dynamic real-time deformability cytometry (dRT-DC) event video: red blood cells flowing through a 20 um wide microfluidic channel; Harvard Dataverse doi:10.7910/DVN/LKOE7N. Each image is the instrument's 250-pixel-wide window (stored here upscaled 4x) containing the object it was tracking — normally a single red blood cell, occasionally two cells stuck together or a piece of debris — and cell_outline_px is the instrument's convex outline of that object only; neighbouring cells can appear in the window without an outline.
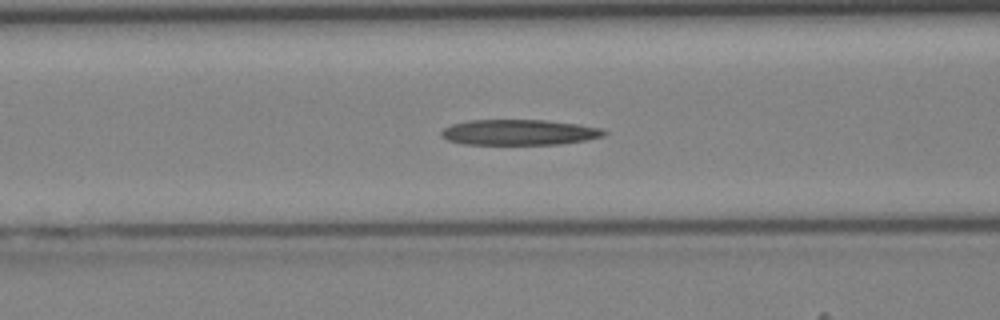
{"species": "Egyptian fruit bat (a non-hibernating species)", "species_latin": "Rousettus aegyptiacus", "temperature_condition": "cold", "stored_images_in_passage": 39, "camera_frame_rate_fps": 3000, "um_per_image_px": 0.085, "animal": {"sex": "female"}, "frame": {"image": 1, "passage_image": 14, "time_ms": 4.333, "image_size_px": [1000, 320], "cell_outline_px": [[608, 132], [604, 136], [588, 140], [560, 144], [464, 144], [448, 140], [440, 136], [440, 132], [444, 128], [452, 124], [468, 120], [544, 120], [576, 124], [600, 128]], "centroid_in_image_um": [44.12, 11.25], "position_along_channel_um": 122.5, "area_um2": 24.22}}
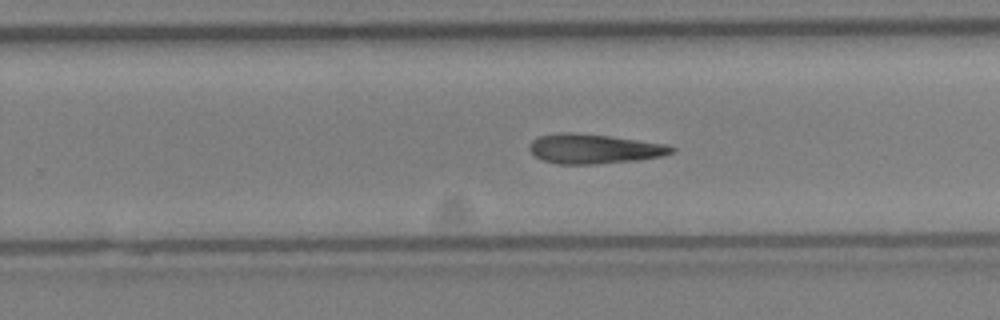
{"frame": {"image": 2, "passage_image": 24, "time_ms": 7.667, "image_size_px": [1000, 320], "cell_outline_px": [[676, 152], [664, 156], [640, 160], [596, 164], [556, 164], [544, 160], [536, 156], [528, 148], [532, 140], [540, 136], [560, 132], [576, 132], [608, 136], [664, 144], [676, 148]], "centroid_in_image_um": [50.51, 12.65], "position_along_channel_um": 279.3, "area_um2": 24.57}}
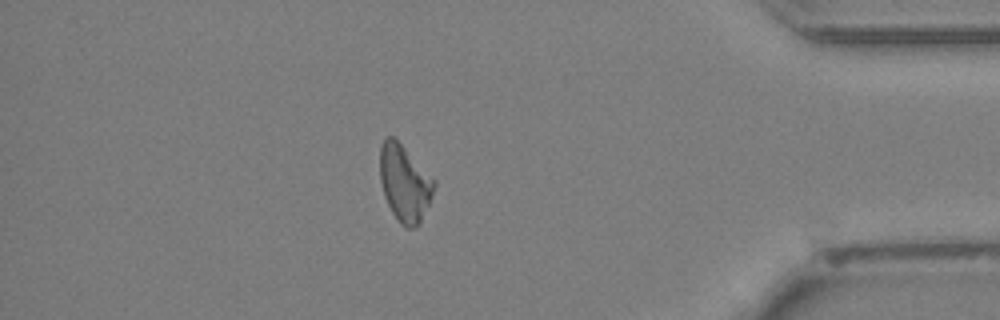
{"frame": {"image": 3, "passage_image": 34, "time_ms": 11.0, "image_size_px": [1000, 320], "cell_outline_px": [[436, 184], [432, 196], [420, 224], [412, 228], [408, 228], [400, 224], [392, 212], [384, 196], [380, 180], [380, 144], [384, 136], [392, 136], [436, 180]], "centroid_in_image_um": [34.38, 15.58], "position_along_channel_um": 400.8, "area_um2": 24.1}}